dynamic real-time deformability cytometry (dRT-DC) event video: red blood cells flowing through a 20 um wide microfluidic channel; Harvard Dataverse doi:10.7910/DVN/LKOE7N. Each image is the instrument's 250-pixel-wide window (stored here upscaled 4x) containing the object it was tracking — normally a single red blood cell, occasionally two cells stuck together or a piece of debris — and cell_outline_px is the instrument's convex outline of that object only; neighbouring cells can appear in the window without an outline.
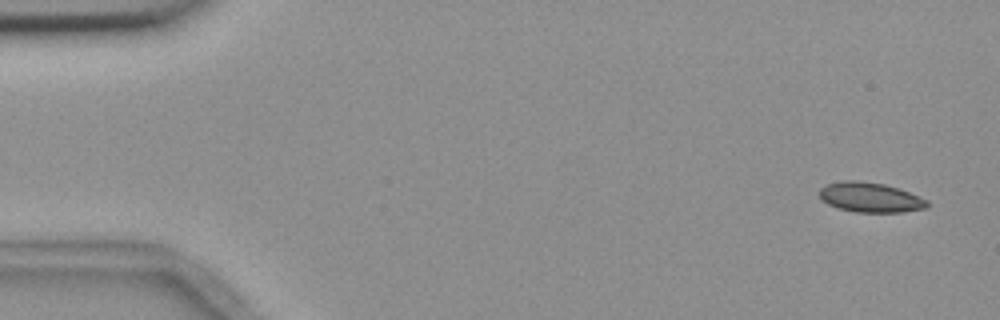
{"species": "common noctule bat (a hibernating species)", "species_latin": "Nyctalus noctula", "temperature_condition": "room temperature", "stored_images_in_passage": 4, "camera_frame_rate_fps": 3000, "um_per_image_px": 0.085, "animal": {"sex": "female", "body_mass_g": 18.4}, "frame": {"image": 1, "passage_image": 1, "time_ms": 0.0, "image_size_px": [1000, 320], "cell_outline_px": [[928, 208], [904, 212], [856, 212], [840, 208], [828, 204], [820, 200], [820, 188], [828, 184], [844, 180], [856, 180], [884, 184], [908, 192], [928, 200]], "centroid_in_image_um": [73.97, 16.78], "position_along_channel_um": 11.0, "area_um2": 18.61}}
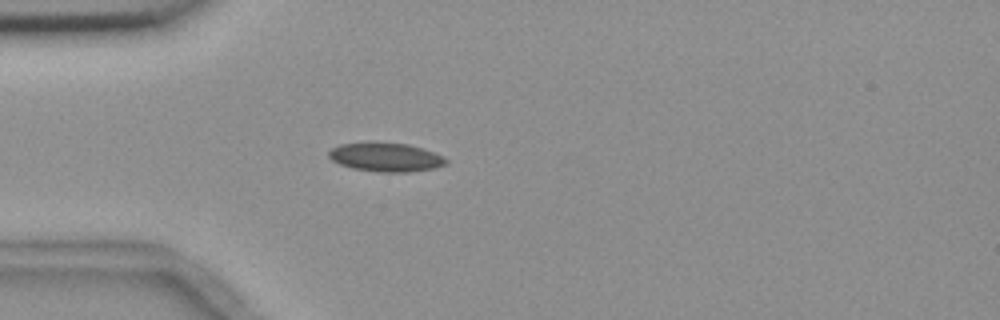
{"frame": {"image": 2, "passage_image": 4, "time_ms": 4.333, "image_size_px": [1000, 320], "cell_outline_px": [[448, 164], [436, 168], [408, 172], [380, 172], [352, 168], [340, 164], [332, 160], [328, 156], [328, 152], [332, 148], [340, 144], [368, 140], [372, 140], [408, 144], [424, 148], [444, 156], [448, 160]], "centroid_in_image_um": [32.8, 13.32], "position_along_channel_um": 52.2, "area_um2": 20.4}}